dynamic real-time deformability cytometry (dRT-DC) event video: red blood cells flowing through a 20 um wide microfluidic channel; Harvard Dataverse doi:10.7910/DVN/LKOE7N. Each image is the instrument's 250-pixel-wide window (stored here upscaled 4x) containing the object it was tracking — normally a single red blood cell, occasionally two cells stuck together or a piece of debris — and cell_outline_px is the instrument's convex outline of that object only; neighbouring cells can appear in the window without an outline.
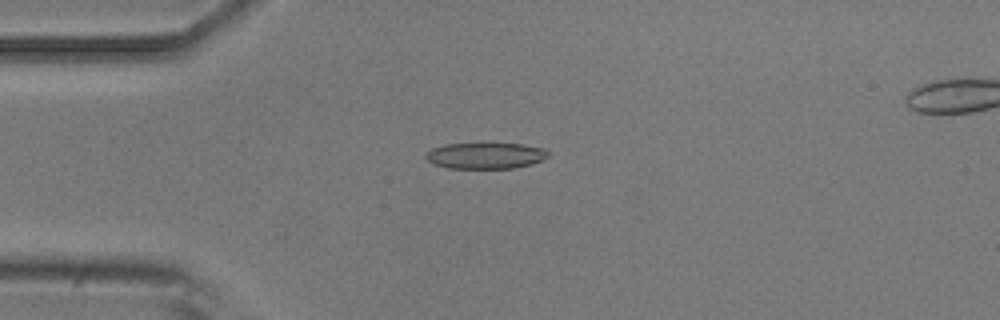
{"species": "common noctule bat (a hibernating species)", "species_latin": "Nyctalus noctula", "temperature_condition": "room temperature", "stored_images_in_passage": 6, "camera_frame_rate_fps": 3000, "um_per_image_px": 0.085, "animal": {"sex": "male", "body_mass_g": 20.5, "forearm_length_mm": 52.5}, "frame": {"image": 1, "passage_image": 4, "time_ms": 1.0, "image_size_px": [1000, 320], "cell_outline_px": [[548, 156], [532, 164], [516, 168], [448, 168], [432, 164], [424, 156], [432, 148], [444, 144], [484, 140], [524, 144], [544, 148], [548, 152]], "centroid_in_image_um": [41.25, 13.17], "position_along_channel_um": 43.8, "area_um2": 19.71}}
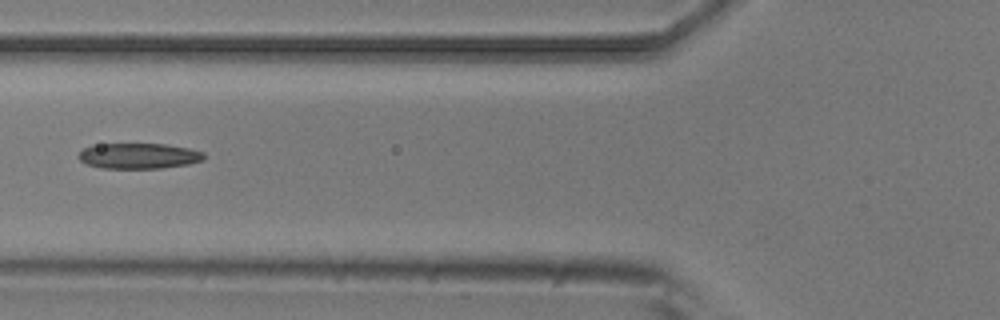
{"frame": {"image": 2, "passage_image": 6, "time_ms": 1.667, "image_size_px": [1000, 320], "cell_outline_px": [[204, 160], [188, 164], [164, 168], [100, 168], [84, 164], [76, 156], [84, 148], [92, 144], [164, 144], [188, 148], [204, 152]], "centroid_in_image_um": [11.75, 13.25], "position_along_channel_um": 114.0, "area_um2": 18.84}}